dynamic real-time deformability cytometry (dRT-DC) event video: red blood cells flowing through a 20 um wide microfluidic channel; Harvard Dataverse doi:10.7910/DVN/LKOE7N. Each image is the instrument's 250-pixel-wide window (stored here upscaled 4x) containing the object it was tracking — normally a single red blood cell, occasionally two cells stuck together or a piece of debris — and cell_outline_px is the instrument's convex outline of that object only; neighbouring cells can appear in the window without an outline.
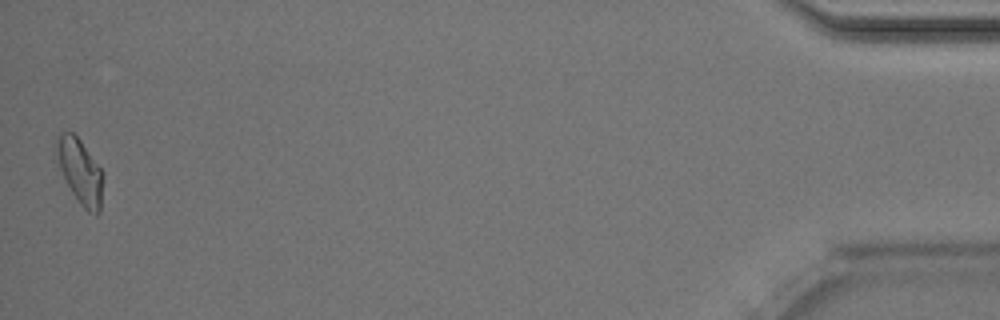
{"species": "Egyptian fruit bat (a non-hibernating species)", "species_latin": "Rousettus aegyptiacus", "temperature_condition": "room temperature", "stored_images_in_passage": 49, "camera_frame_rate_fps": 3000, "um_per_image_px": 0.085, "animal": {"sex": "male"}, "frame": {"image": 1, "passage_image": 49, "time_ms": 16.0, "image_size_px": [1000, 320], "cell_outline_px": [[104, 172], [100, 212], [96, 216], [88, 212], [80, 204], [72, 192], [60, 168], [56, 152], [56, 136], [60, 132], [72, 132], [80, 140]], "centroid_in_image_um": [6.84, 14.58], "position_along_channel_um": 428.4, "area_um2": 17.57}, "authors_computed_cell_mechanics": {"area_um2": 17.1088, "velocity_mm_per_s": 4.0217, "shape_relaxation_time_tau1_ms": null, "shape_relaxation_time_tau2_ms": 8.2041, "deformation_change_tau1": null, "deformation_change_tau2": 0.1824}}